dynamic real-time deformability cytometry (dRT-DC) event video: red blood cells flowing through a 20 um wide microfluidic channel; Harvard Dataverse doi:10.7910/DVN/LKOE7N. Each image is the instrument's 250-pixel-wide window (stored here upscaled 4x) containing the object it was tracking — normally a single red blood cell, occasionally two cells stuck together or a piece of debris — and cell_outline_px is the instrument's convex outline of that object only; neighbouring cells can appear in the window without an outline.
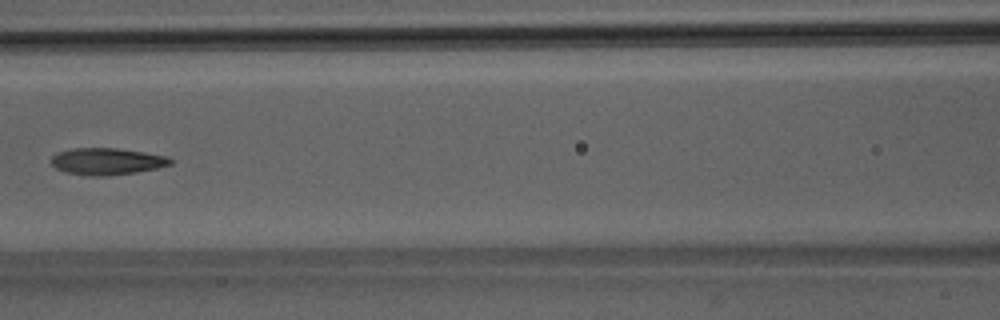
{"species": "Egyptian fruit bat (a non-hibernating species)", "species_latin": "Rousettus aegyptiacus", "temperature_condition": "room temperature", "stored_images_in_passage": 6, "camera_frame_rate_fps": 3000, "um_per_image_px": 0.085, "animal": {"sex": "male"}, "frame": {"image": 1, "passage_image": 6, "time_ms": 5.667, "image_size_px": [1000, 320], "cell_outline_px": [[172, 164], [156, 168], [136, 172], [108, 176], [88, 176], [64, 172], [56, 168], [52, 164], [52, 156], [56, 152], [72, 148], [116, 148], [144, 152], [168, 156], [172, 160]], "centroid_in_image_um": [9.07, 13.72], "position_along_channel_um": 157.5, "area_um2": 18.73}}